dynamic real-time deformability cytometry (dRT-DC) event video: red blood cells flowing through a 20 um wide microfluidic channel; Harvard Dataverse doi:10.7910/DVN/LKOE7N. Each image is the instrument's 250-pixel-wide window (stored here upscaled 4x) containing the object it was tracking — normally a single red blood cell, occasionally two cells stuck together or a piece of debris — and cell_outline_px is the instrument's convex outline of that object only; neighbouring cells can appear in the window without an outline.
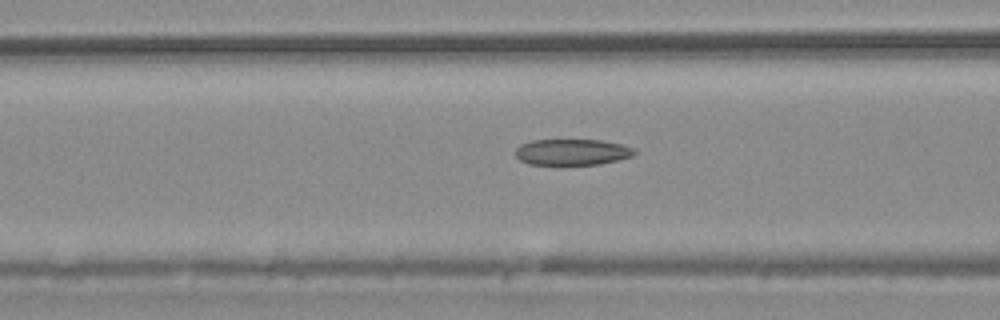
{"species": "common noctule bat (a hibernating species)", "species_latin": "Nyctalus noctula", "temperature_condition": "warm", "stored_images_in_passage": 55, "camera_frame_rate_fps": 3000, "um_per_image_px": 0.085, "animal": {"sex": "male", "body_mass_g": 20.4}, "frame": {"image": 1, "passage_image": 22, "time_ms": 7.0, "image_size_px": [1000, 320], "cell_outline_px": [[636, 152], [632, 156], [600, 164], [528, 164], [520, 160], [516, 156], [516, 148], [520, 144], [532, 140], [600, 140], [620, 144], [632, 148]], "centroid_in_image_um": [48.59, 12.92], "position_along_channel_um": 118.0, "area_um2": 17.86}}
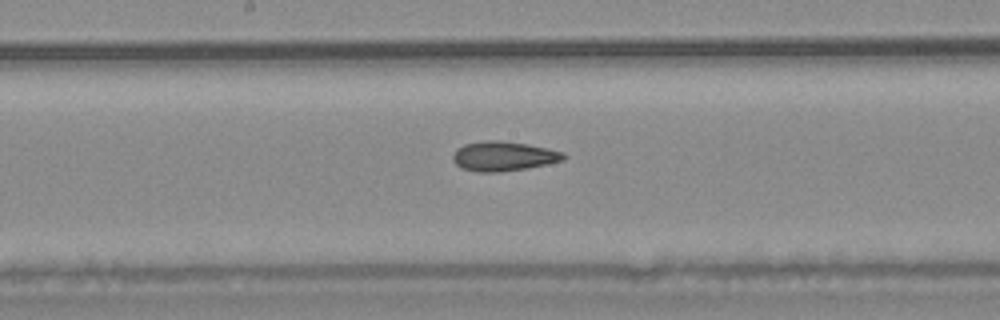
{"frame": {"image": 2, "passage_image": 29, "time_ms": 9.333, "image_size_px": [1000, 320], "cell_outline_px": [[568, 156], [564, 160], [548, 164], [528, 168], [496, 172], [476, 172], [460, 168], [452, 160], [452, 156], [456, 148], [464, 144], [484, 140], [500, 140], [528, 144], [548, 148], [564, 152]], "centroid_in_image_um": [42.8, 13.27], "position_along_channel_um": 205.4, "area_um2": 19.42}}
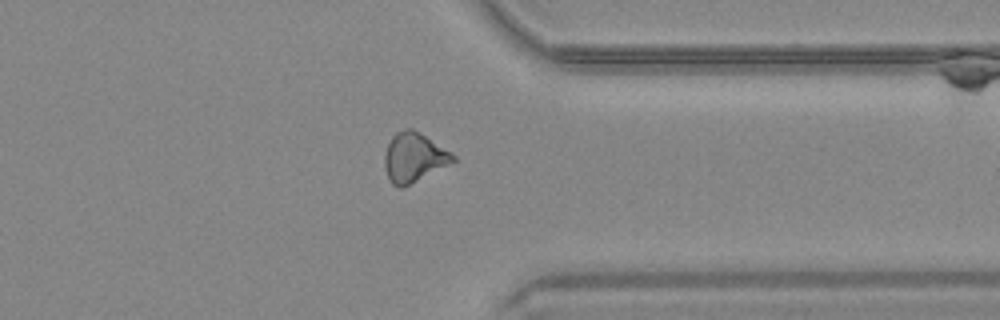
{"frame": {"image": 3, "passage_image": 43, "time_ms": 14.0, "image_size_px": [1000, 320], "cell_outline_px": [[456, 160], [400, 188], [392, 184], [388, 180], [384, 168], [384, 156], [388, 144], [392, 136], [396, 132], [404, 128], [412, 128], [452, 152], [456, 156]], "centroid_in_image_um": [35.14, 13.36], "position_along_channel_um": 376.3, "area_um2": 19.36}, "authors_computed_cell_mechanics": {"area_um2": 19.363, "velocity_mm_per_s": 3.7376, "shape_relaxation_time_tau1_ms": null, "shape_relaxation_time_tau2_ms": 4.1544, "deformation_change_tau1": null, "deformation_change_tau2": 0.1269}}